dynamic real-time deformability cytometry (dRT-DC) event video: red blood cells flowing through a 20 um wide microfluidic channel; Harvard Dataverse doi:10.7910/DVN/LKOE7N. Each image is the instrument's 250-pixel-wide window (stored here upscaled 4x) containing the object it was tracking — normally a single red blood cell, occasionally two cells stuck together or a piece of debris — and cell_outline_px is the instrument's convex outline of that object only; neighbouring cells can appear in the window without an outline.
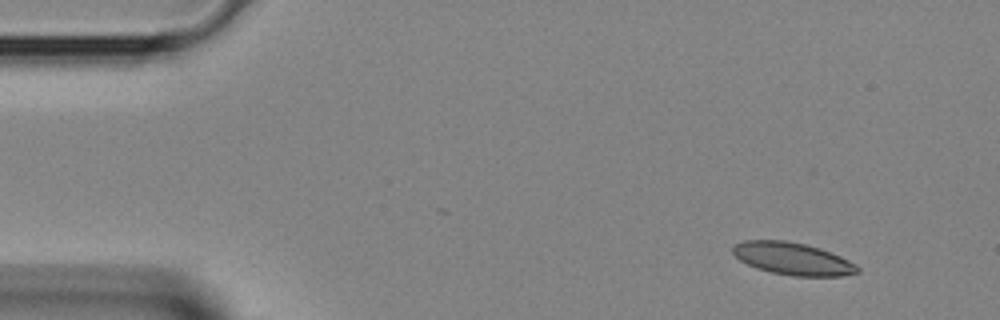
{"species": "Egyptian fruit bat (a non-hibernating species)", "species_latin": "Rousettus aegyptiacus", "temperature_condition": "room temperature", "stored_images_in_passage": 4, "camera_frame_rate_fps": 3000, "um_per_image_px": 0.085, "animal": {"sex": "female"}, "frame": {"image": 1, "passage_image": 2, "time_ms": 0.333, "image_size_px": [1000, 320], "cell_outline_px": [[860, 272], [844, 276], [792, 276], [772, 272], [756, 268], [740, 260], [732, 252], [732, 248], [736, 244], [744, 240], [784, 240], [804, 244], [820, 248], [840, 256], [856, 264], [860, 268]], "centroid_in_image_um": [67.4, 21.99], "position_along_channel_um": 17.6, "area_um2": 23.47}}